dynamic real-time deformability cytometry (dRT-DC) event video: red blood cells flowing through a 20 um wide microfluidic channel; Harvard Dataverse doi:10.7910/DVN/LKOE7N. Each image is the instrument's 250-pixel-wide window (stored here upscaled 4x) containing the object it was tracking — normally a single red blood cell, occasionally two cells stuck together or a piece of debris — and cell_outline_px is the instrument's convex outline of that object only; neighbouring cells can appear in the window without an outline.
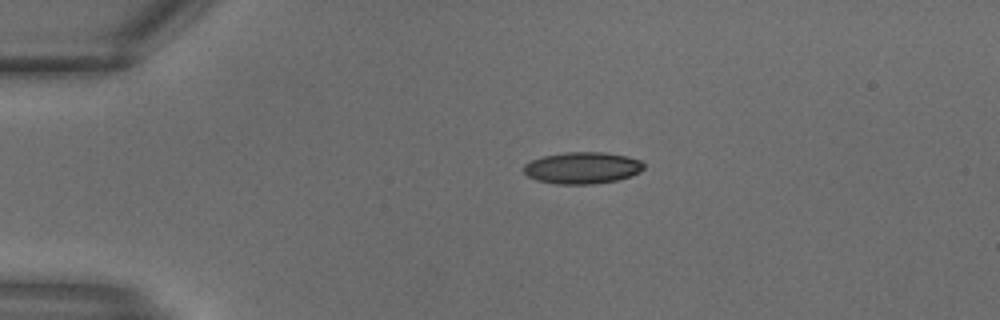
{"species": "common noctule bat (a hibernating species)", "species_latin": "Nyctalus noctula", "temperature_condition": "warm", "stored_images_in_passage": 24, "camera_frame_rate_fps": 3000, "um_per_image_px": 0.085, "animal": {"sex": "male", "body_mass_g": 18.8}, "frame": {"image": 1, "passage_image": 1, "time_ms": 0.0, "image_size_px": [1000, 320], "cell_outline_px": [[644, 168], [640, 172], [616, 180], [592, 184], [556, 184], [536, 180], [528, 176], [524, 172], [524, 164], [532, 160], [544, 156], [564, 152], [604, 152], [628, 156], [640, 160], [644, 164]], "centroid_in_image_um": [49.49, 14.26], "position_along_channel_um": 35.5, "area_um2": 22.14}}
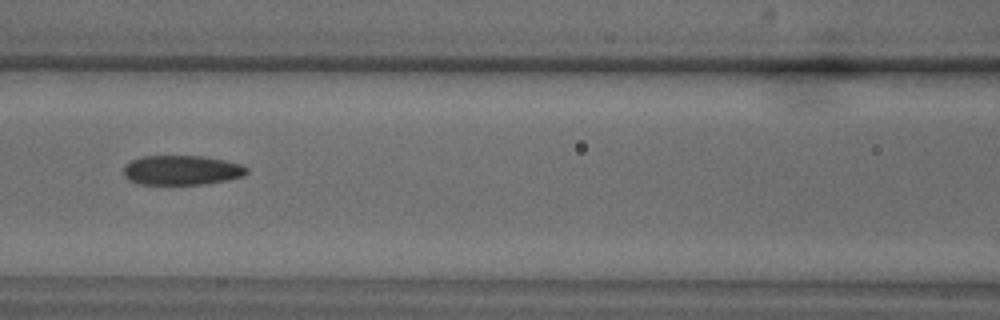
{"frame": {"image": 2, "passage_image": 8, "time_ms": 2.333, "image_size_px": [1000, 320], "cell_outline_px": [[248, 172], [244, 176], [228, 180], [204, 184], [140, 184], [128, 180], [124, 176], [124, 168], [132, 160], [140, 156], [204, 156], [224, 160], [240, 164], [248, 168]], "centroid_in_image_um": [15.46, 14.46], "position_along_channel_um": 151.1, "area_um2": 21.27}}
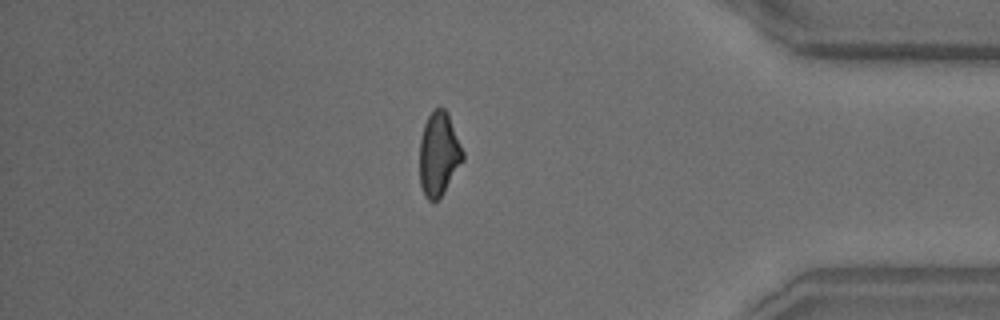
{"frame": {"image": 3, "passage_image": 20, "time_ms": 6.333, "image_size_px": [1000, 320], "cell_outline_px": [[464, 160], [444, 192], [436, 200], [428, 200], [424, 196], [420, 184], [420, 140], [424, 124], [432, 108], [444, 108], [448, 112], [464, 152]], "centroid_in_image_um": [37.3, 13.07], "position_along_channel_um": 397.9, "area_um2": 21.21}}